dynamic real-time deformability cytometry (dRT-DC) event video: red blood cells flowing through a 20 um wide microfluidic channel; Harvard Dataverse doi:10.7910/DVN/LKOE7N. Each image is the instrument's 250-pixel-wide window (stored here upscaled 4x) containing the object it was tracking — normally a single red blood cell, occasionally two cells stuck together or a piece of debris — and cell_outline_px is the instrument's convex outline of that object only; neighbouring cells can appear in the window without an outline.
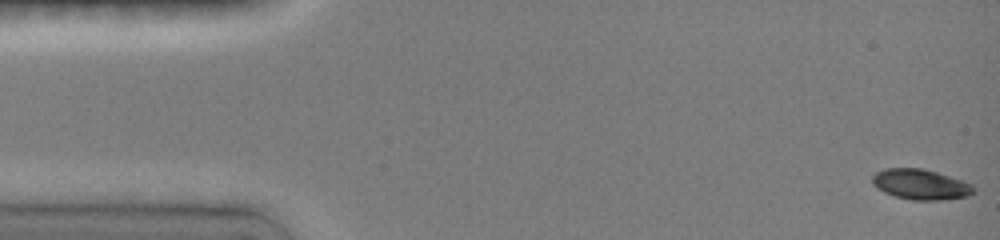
{"species": "common noctule bat (a hibernating species)", "species_latin": "Nyctalus noctula", "temperature_condition": "room temperature", "stored_images_in_passage": 28, "camera_frame_rate_fps": 3000, "um_per_image_px": 0.085, "animal": {"sex": "female", "body_mass_g": 19.0, "forearm_length_mm": 51.5}, "frame": {"image": 1, "passage_image": 1, "time_ms": 0.0, "image_size_px": [1000, 240], "cell_outline_px": [[976, 192], [968, 196], [940, 200], [912, 200], [896, 196], [884, 192], [876, 188], [872, 184], [872, 176], [876, 172], [884, 168], [924, 168], [972, 184], [976, 188]], "centroid_in_image_um": [78.24, 15.67], "position_along_channel_um": 6.8, "area_um2": 17.98}}
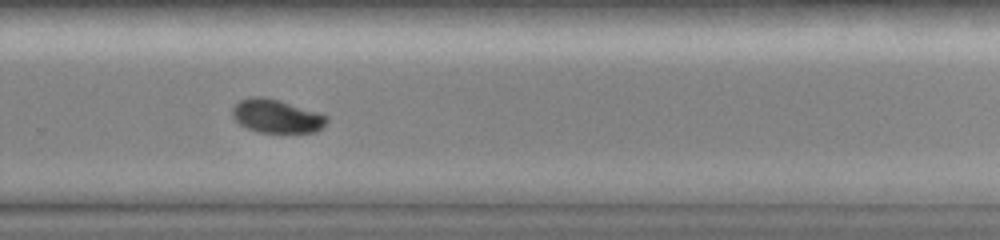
{"frame": {"image": 2, "passage_image": 21, "time_ms": 10.667, "image_size_px": [1000, 240], "cell_outline_px": [[328, 120], [316, 132], [260, 132], [248, 128], [240, 124], [232, 116], [232, 108], [240, 100], [252, 96], [260, 96], [280, 100], [320, 112], [328, 116]], "centroid_in_image_um": [23.52, 9.86], "position_along_channel_um": 306.3, "area_um2": 18.38}}
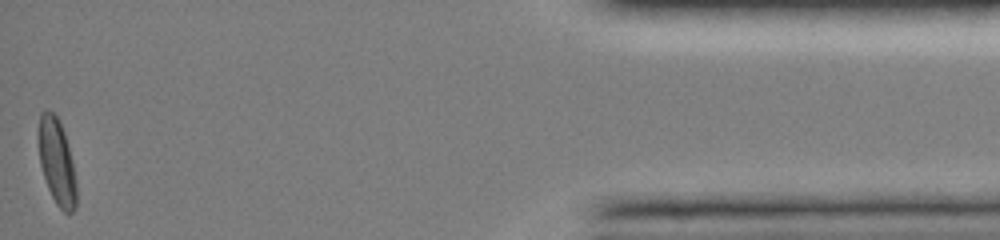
{"frame": {"image": 3, "passage_image": 28, "time_ms": 15.667, "image_size_px": [1000, 240], "cell_outline_px": [[76, 208], [68, 216], [56, 204], [48, 188], [40, 164], [36, 136], [36, 132], [40, 112], [52, 112], [56, 116], [64, 132], [72, 160], [76, 184]], "centroid_in_image_um": [4.8, 13.76], "position_along_channel_um": 430.4, "area_um2": 19.19}, "authors_computed_cell_mechanics": {"area_um2": 19.2474, "velocity_mm_per_s": 3.9816, "shape_relaxation_time_tau1_ms": 2.2067, "shape_relaxation_time_tau2_ms": null, "deformation_change_tau1": 0.122, "deformation_change_tau2": null}}